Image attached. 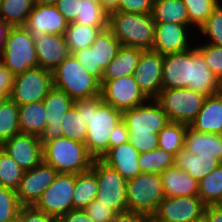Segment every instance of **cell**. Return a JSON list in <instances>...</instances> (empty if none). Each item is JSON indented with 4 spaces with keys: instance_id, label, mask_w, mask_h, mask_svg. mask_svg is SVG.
Returning a JSON list of instances; mask_svg holds the SVG:
<instances>
[{
    "instance_id": "cell-1",
    "label": "cell",
    "mask_w": 222,
    "mask_h": 222,
    "mask_svg": "<svg viewBox=\"0 0 222 222\" xmlns=\"http://www.w3.org/2000/svg\"><path fill=\"white\" fill-rule=\"evenodd\" d=\"M74 106L87 127L86 148L94 159L109 151V139L114 127L122 121V111L102 100L101 95L74 100Z\"/></svg>"
},
{
    "instance_id": "cell-2",
    "label": "cell",
    "mask_w": 222,
    "mask_h": 222,
    "mask_svg": "<svg viewBox=\"0 0 222 222\" xmlns=\"http://www.w3.org/2000/svg\"><path fill=\"white\" fill-rule=\"evenodd\" d=\"M155 24L151 13L116 11L108 15V29L122 46L152 50L155 39Z\"/></svg>"
},
{
    "instance_id": "cell-3",
    "label": "cell",
    "mask_w": 222,
    "mask_h": 222,
    "mask_svg": "<svg viewBox=\"0 0 222 222\" xmlns=\"http://www.w3.org/2000/svg\"><path fill=\"white\" fill-rule=\"evenodd\" d=\"M41 141L43 161L58 173L78 174L91 169L94 158L89 154L85 143L65 137Z\"/></svg>"
},
{
    "instance_id": "cell-4",
    "label": "cell",
    "mask_w": 222,
    "mask_h": 222,
    "mask_svg": "<svg viewBox=\"0 0 222 222\" xmlns=\"http://www.w3.org/2000/svg\"><path fill=\"white\" fill-rule=\"evenodd\" d=\"M53 87L66 92L73 100L100 95V82L90 75L73 54L53 71Z\"/></svg>"
},
{
    "instance_id": "cell-5",
    "label": "cell",
    "mask_w": 222,
    "mask_h": 222,
    "mask_svg": "<svg viewBox=\"0 0 222 222\" xmlns=\"http://www.w3.org/2000/svg\"><path fill=\"white\" fill-rule=\"evenodd\" d=\"M0 61L16 76L38 67L34 36L24 27H11Z\"/></svg>"
},
{
    "instance_id": "cell-6",
    "label": "cell",
    "mask_w": 222,
    "mask_h": 222,
    "mask_svg": "<svg viewBox=\"0 0 222 222\" xmlns=\"http://www.w3.org/2000/svg\"><path fill=\"white\" fill-rule=\"evenodd\" d=\"M127 210L152 216L165 198L160 174L140 173L127 180Z\"/></svg>"
},
{
    "instance_id": "cell-7",
    "label": "cell",
    "mask_w": 222,
    "mask_h": 222,
    "mask_svg": "<svg viewBox=\"0 0 222 222\" xmlns=\"http://www.w3.org/2000/svg\"><path fill=\"white\" fill-rule=\"evenodd\" d=\"M206 96L190 88L162 89L156 98L170 122L190 125Z\"/></svg>"
},
{
    "instance_id": "cell-8",
    "label": "cell",
    "mask_w": 222,
    "mask_h": 222,
    "mask_svg": "<svg viewBox=\"0 0 222 222\" xmlns=\"http://www.w3.org/2000/svg\"><path fill=\"white\" fill-rule=\"evenodd\" d=\"M91 170L96 174V200L116 213L127 211V180L101 159H94Z\"/></svg>"
},
{
    "instance_id": "cell-9",
    "label": "cell",
    "mask_w": 222,
    "mask_h": 222,
    "mask_svg": "<svg viewBox=\"0 0 222 222\" xmlns=\"http://www.w3.org/2000/svg\"><path fill=\"white\" fill-rule=\"evenodd\" d=\"M53 88V72L30 68L14 78L10 99L19 106L43 100Z\"/></svg>"
},
{
    "instance_id": "cell-10",
    "label": "cell",
    "mask_w": 222,
    "mask_h": 222,
    "mask_svg": "<svg viewBox=\"0 0 222 222\" xmlns=\"http://www.w3.org/2000/svg\"><path fill=\"white\" fill-rule=\"evenodd\" d=\"M76 174L58 173L53 183L42 193L34 207L55 220L73 210Z\"/></svg>"
},
{
    "instance_id": "cell-11",
    "label": "cell",
    "mask_w": 222,
    "mask_h": 222,
    "mask_svg": "<svg viewBox=\"0 0 222 222\" xmlns=\"http://www.w3.org/2000/svg\"><path fill=\"white\" fill-rule=\"evenodd\" d=\"M100 85L102 100L122 112L148 100L135 82L133 75L114 80H101Z\"/></svg>"
},
{
    "instance_id": "cell-12",
    "label": "cell",
    "mask_w": 222,
    "mask_h": 222,
    "mask_svg": "<svg viewBox=\"0 0 222 222\" xmlns=\"http://www.w3.org/2000/svg\"><path fill=\"white\" fill-rule=\"evenodd\" d=\"M122 121L129 133H159L169 122L166 113L156 99L122 112Z\"/></svg>"
},
{
    "instance_id": "cell-13",
    "label": "cell",
    "mask_w": 222,
    "mask_h": 222,
    "mask_svg": "<svg viewBox=\"0 0 222 222\" xmlns=\"http://www.w3.org/2000/svg\"><path fill=\"white\" fill-rule=\"evenodd\" d=\"M205 208L198 196L165 197L152 216L160 222H193L204 216Z\"/></svg>"
},
{
    "instance_id": "cell-14",
    "label": "cell",
    "mask_w": 222,
    "mask_h": 222,
    "mask_svg": "<svg viewBox=\"0 0 222 222\" xmlns=\"http://www.w3.org/2000/svg\"><path fill=\"white\" fill-rule=\"evenodd\" d=\"M57 174L58 172L44 161L24 171L19 186L15 190L20 205L34 206L42 193L53 183Z\"/></svg>"
},
{
    "instance_id": "cell-15",
    "label": "cell",
    "mask_w": 222,
    "mask_h": 222,
    "mask_svg": "<svg viewBox=\"0 0 222 222\" xmlns=\"http://www.w3.org/2000/svg\"><path fill=\"white\" fill-rule=\"evenodd\" d=\"M162 69V54L153 50L142 51L133 76L148 99H156L162 90Z\"/></svg>"
},
{
    "instance_id": "cell-16",
    "label": "cell",
    "mask_w": 222,
    "mask_h": 222,
    "mask_svg": "<svg viewBox=\"0 0 222 222\" xmlns=\"http://www.w3.org/2000/svg\"><path fill=\"white\" fill-rule=\"evenodd\" d=\"M192 30L189 24L156 23L152 50L163 56L188 50L195 40Z\"/></svg>"
},
{
    "instance_id": "cell-17",
    "label": "cell",
    "mask_w": 222,
    "mask_h": 222,
    "mask_svg": "<svg viewBox=\"0 0 222 222\" xmlns=\"http://www.w3.org/2000/svg\"><path fill=\"white\" fill-rule=\"evenodd\" d=\"M24 171L43 161L41 139L32 134L19 133L0 146Z\"/></svg>"
},
{
    "instance_id": "cell-18",
    "label": "cell",
    "mask_w": 222,
    "mask_h": 222,
    "mask_svg": "<svg viewBox=\"0 0 222 222\" xmlns=\"http://www.w3.org/2000/svg\"><path fill=\"white\" fill-rule=\"evenodd\" d=\"M69 22L55 5H34L24 26L33 36L42 34L64 35Z\"/></svg>"
},
{
    "instance_id": "cell-19",
    "label": "cell",
    "mask_w": 222,
    "mask_h": 222,
    "mask_svg": "<svg viewBox=\"0 0 222 222\" xmlns=\"http://www.w3.org/2000/svg\"><path fill=\"white\" fill-rule=\"evenodd\" d=\"M43 103L46 110L47 126L39 138L52 140L62 137L60 120L74 105V100L66 92L53 87L43 99Z\"/></svg>"
},
{
    "instance_id": "cell-20",
    "label": "cell",
    "mask_w": 222,
    "mask_h": 222,
    "mask_svg": "<svg viewBox=\"0 0 222 222\" xmlns=\"http://www.w3.org/2000/svg\"><path fill=\"white\" fill-rule=\"evenodd\" d=\"M39 67L53 71L70 55L64 35L42 34L34 36Z\"/></svg>"
},
{
    "instance_id": "cell-21",
    "label": "cell",
    "mask_w": 222,
    "mask_h": 222,
    "mask_svg": "<svg viewBox=\"0 0 222 222\" xmlns=\"http://www.w3.org/2000/svg\"><path fill=\"white\" fill-rule=\"evenodd\" d=\"M190 88V49L163 56L162 89Z\"/></svg>"
},
{
    "instance_id": "cell-22",
    "label": "cell",
    "mask_w": 222,
    "mask_h": 222,
    "mask_svg": "<svg viewBox=\"0 0 222 222\" xmlns=\"http://www.w3.org/2000/svg\"><path fill=\"white\" fill-rule=\"evenodd\" d=\"M221 81L206 64L202 53L195 47L190 48V89L212 96L221 92Z\"/></svg>"
},
{
    "instance_id": "cell-23",
    "label": "cell",
    "mask_w": 222,
    "mask_h": 222,
    "mask_svg": "<svg viewBox=\"0 0 222 222\" xmlns=\"http://www.w3.org/2000/svg\"><path fill=\"white\" fill-rule=\"evenodd\" d=\"M139 152L129 143L111 148L101 160L115 169L124 179L129 180L141 173Z\"/></svg>"
},
{
    "instance_id": "cell-24",
    "label": "cell",
    "mask_w": 222,
    "mask_h": 222,
    "mask_svg": "<svg viewBox=\"0 0 222 222\" xmlns=\"http://www.w3.org/2000/svg\"><path fill=\"white\" fill-rule=\"evenodd\" d=\"M189 127L203 133L222 135V91L206 96L202 108Z\"/></svg>"
},
{
    "instance_id": "cell-25",
    "label": "cell",
    "mask_w": 222,
    "mask_h": 222,
    "mask_svg": "<svg viewBox=\"0 0 222 222\" xmlns=\"http://www.w3.org/2000/svg\"><path fill=\"white\" fill-rule=\"evenodd\" d=\"M165 197L198 196L199 182L177 166L161 174Z\"/></svg>"
},
{
    "instance_id": "cell-26",
    "label": "cell",
    "mask_w": 222,
    "mask_h": 222,
    "mask_svg": "<svg viewBox=\"0 0 222 222\" xmlns=\"http://www.w3.org/2000/svg\"><path fill=\"white\" fill-rule=\"evenodd\" d=\"M184 148L194 155L213 156L222 162V135L195 131L188 126Z\"/></svg>"
},
{
    "instance_id": "cell-27",
    "label": "cell",
    "mask_w": 222,
    "mask_h": 222,
    "mask_svg": "<svg viewBox=\"0 0 222 222\" xmlns=\"http://www.w3.org/2000/svg\"><path fill=\"white\" fill-rule=\"evenodd\" d=\"M222 162L213 156H198L182 148L175 155L174 165L187 172L198 182L215 170Z\"/></svg>"
},
{
    "instance_id": "cell-28",
    "label": "cell",
    "mask_w": 222,
    "mask_h": 222,
    "mask_svg": "<svg viewBox=\"0 0 222 222\" xmlns=\"http://www.w3.org/2000/svg\"><path fill=\"white\" fill-rule=\"evenodd\" d=\"M142 51V49L121 45L116 53V57L104 70L101 80H114L133 75Z\"/></svg>"
},
{
    "instance_id": "cell-29",
    "label": "cell",
    "mask_w": 222,
    "mask_h": 222,
    "mask_svg": "<svg viewBox=\"0 0 222 222\" xmlns=\"http://www.w3.org/2000/svg\"><path fill=\"white\" fill-rule=\"evenodd\" d=\"M43 100L19 106L18 120L20 133L40 137L47 126Z\"/></svg>"
},
{
    "instance_id": "cell-30",
    "label": "cell",
    "mask_w": 222,
    "mask_h": 222,
    "mask_svg": "<svg viewBox=\"0 0 222 222\" xmlns=\"http://www.w3.org/2000/svg\"><path fill=\"white\" fill-rule=\"evenodd\" d=\"M151 14L156 23L189 24L183 0H153Z\"/></svg>"
},
{
    "instance_id": "cell-31",
    "label": "cell",
    "mask_w": 222,
    "mask_h": 222,
    "mask_svg": "<svg viewBox=\"0 0 222 222\" xmlns=\"http://www.w3.org/2000/svg\"><path fill=\"white\" fill-rule=\"evenodd\" d=\"M97 192V177L91 169L76 174L73 209L84 210L96 199Z\"/></svg>"
},
{
    "instance_id": "cell-32",
    "label": "cell",
    "mask_w": 222,
    "mask_h": 222,
    "mask_svg": "<svg viewBox=\"0 0 222 222\" xmlns=\"http://www.w3.org/2000/svg\"><path fill=\"white\" fill-rule=\"evenodd\" d=\"M107 28L108 27H91L76 22H70L64 33L65 42L69 47L70 54L90 47L100 31Z\"/></svg>"
},
{
    "instance_id": "cell-33",
    "label": "cell",
    "mask_w": 222,
    "mask_h": 222,
    "mask_svg": "<svg viewBox=\"0 0 222 222\" xmlns=\"http://www.w3.org/2000/svg\"><path fill=\"white\" fill-rule=\"evenodd\" d=\"M120 46L119 40L108 28L100 31L90 46L95 48L96 67H101L104 71L116 57Z\"/></svg>"
},
{
    "instance_id": "cell-34",
    "label": "cell",
    "mask_w": 222,
    "mask_h": 222,
    "mask_svg": "<svg viewBox=\"0 0 222 222\" xmlns=\"http://www.w3.org/2000/svg\"><path fill=\"white\" fill-rule=\"evenodd\" d=\"M33 7V0H1L0 15L11 27L25 26Z\"/></svg>"
},
{
    "instance_id": "cell-35",
    "label": "cell",
    "mask_w": 222,
    "mask_h": 222,
    "mask_svg": "<svg viewBox=\"0 0 222 222\" xmlns=\"http://www.w3.org/2000/svg\"><path fill=\"white\" fill-rule=\"evenodd\" d=\"M189 125L177 122H168L158 133V147L176 155L185 143V132Z\"/></svg>"
},
{
    "instance_id": "cell-36",
    "label": "cell",
    "mask_w": 222,
    "mask_h": 222,
    "mask_svg": "<svg viewBox=\"0 0 222 222\" xmlns=\"http://www.w3.org/2000/svg\"><path fill=\"white\" fill-rule=\"evenodd\" d=\"M198 197L206 206L219 205L222 201V163L199 181Z\"/></svg>"
},
{
    "instance_id": "cell-37",
    "label": "cell",
    "mask_w": 222,
    "mask_h": 222,
    "mask_svg": "<svg viewBox=\"0 0 222 222\" xmlns=\"http://www.w3.org/2000/svg\"><path fill=\"white\" fill-rule=\"evenodd\" d=\"M174 160V155L158 147L150 152L140 153L138 164L141 173L161 174L168 167L174 166Z\"/></svg>"
},
{
    "instance_id": "cell-38",
    "label": "cell",
    "mask_w": 222,
    "mask_h": 222,
    "mask_svg": "<svg viewBox=\"0 0 222 222\" xmlns=\"http://www.w3.org/2000/svg\"><path fill=\"white\" fill-rule=\"evenodd\" d=\"M18 113L19 105L7 98L0 108V146L20 133Z\"/></svg>"
},
{
    "instance_id": "cell-39",
    "label": "cell",
    "mask_w": 222,
    "mask_h": 222,
    "mask_svg": "<svg viewBox=\"0 0 222 222\" xmlns=\"http://www.w3.org/2000/svg\"><path fill=\"white\" fill-rule=\"evenodd\" d=\"M74 22L91 27H108V14L102 9L100 3L80 0L79 12Z\"/></svg>"
},
{
    "instance_id": "cell-40",
    "label": "cell",
    "mask_w": 222,
    "mask_h": 222,
    "mask_svg": "<svg viewBox=\"0 0 222 222\" xmlns=\"http://www.w3.org/2000/svg\"><path fill=\"white\" fill-rule=\"evenodd\" d=\"M60 122L62 137L81 143L86 142L87 127L74 105L64 114Z\"/></svg>"
},
{
    "instance_id": "cell-41",
    "label": "cell",
    "mask_w": 222,
    "mask_h": 222,
    "mask_svg": "<svg viewBox=\"0 0 222 222\" xmlns=\"http://www.w3.org/2000/svg\"><path fill=\"white\" fill-rule=\"evenodd\" d=\"M24 170L0 147V186L16 190Z\"/></svg>"
},
{
    "instance_id": "cell-42",
    "label": "cell",
    "mask_w": 222,
    "mask_h": 222,
    "mask_svg": "<svg viewBox=\"0 0 222 222\" xmlns=\"http://www.w3.org/2000/svg\"><path fill=\"white\" fill-rule=\"evenodd\" d=\"M222 0H183L187 7L189 26L199 29Z\"/></svg>"
},
{
    "instance_id": "cell-43",
    "label": "cell",
    "mask_w": 222,
    "mask_h": 222,
    "mask_svg": "<svg viewBox=\"0 0 222 222\" xmlns=\"http://www.w3.org/2000/svg\"><path fill=\"white\" fill-rule=\"evenodd\" d=\"M202 37H207L204 42L222 47V4L219 3L197 30ZM204 35V36H203ZM209 38V39H208ZM208 40V41H207Z\"/></svg>"
},
{
    "instance_id": "cell-44",
    "label": "cell",
    "mask_w": 222,
    "mask_h": 222,
    "mask_svg": "<svg viewBox=\"0 0 222 222\" xmlns=\"http://www.w3.org/2000/svg\"><path fill=\"white\" fill-rule=\"evenodd\" d=\"M21 207L15 190L0 186V222L16 218Z\"/></svg>"
},
{
    "instance_id": "cell-45",
    "label": "cell",
    "mask_w": 222,
    "mask_h": 222,
    "mask_svg": "<svg viewBox=\"0 0 222 222\" xmlns=\"http://www.w3.org/2000/svg\"><path fill=\"white\" fill-rule=\"evenodd\" d=\"M196 44L195 41V47L202 53L210 70L222 83V47L204 42Z\"/></svg>"
},
{
    "instance_id": "cell-46",
    "label": "cell",
    "mask_w": 222,
    "mask_h": 222,
    "mask_svg": "<svg viewBox=\"0 0 222 222\" xmlns=\"http://www.w3.org/2000/svg\"><path fill=\"white\" fill-rule=\"evenodd\" d=\"M81 66L101 82L104 71L101 67H96L95 48H84L73 53Z\"/></svg>"
},
{
    "instance_id": "cell-47",
    "label": "cell",
    "mask_w": 222,
    "mask_h": 222,
    "mask_svg": "<svg viewBox=\"0 0 222 222\" xmlns=\"http://www.w3.org/2000/svg\"><path fill=\"white\" fill-rule=\"evenodd\" d=\"M129 143L139 153L150 152L158 148V133H129Z\"/></svg>"
},
{
    "instance_id": "cell-48",
    "label": "cell",
    "mask_w": 222,
    "mask_h": 222,
    "mask_svg": "<svg viewBox=\"0 0 222 222\" xmlns=\"http://www.w3.org/2000/svg\"><path fill=\"white\" fill-rule=\"evenodd\" d=\"M84 210L94 222H111L116 214L113 209L96 199Z\"/></svg>"
},
{
    "instance_id": "cell-49",
    "label": "cell",
    "mask_w": 222,
    "mask_h": 222,
    "mask_svg": "<svg viewBox=\"0 0 222 222\" xmlns=\"http://www.w3.org/2000/svg\"><path fill=\"white\" fill-rule=\"evenodd\" d=\"M20 222H56L46 213L36 209L34 206H23L18 214Z\"/></svg>"
},
{
    "instance_id": "cell-50",
    "label": "cell",
    "mask_w": 222,
    "mask_h": 222,
    "mask_svg": "<svg viewBox=\"0 0 222 222\" xmlns=\"http://www.w3.org/2000/svg\"><path fill=\"white\" fill-rule=\"evenodd\" d=\"M153 0H120L119 11L129 13H152Z\"/></svg>"
},
{
    "instance_id": "cell-51",
    "label": "cell",
    "mask_w": 222,
    "mask_h": 222,
    "mask_svg": "<svg viewBox=\"0 0 222 222\" xmlns=\"http://www.w3.org/2000/svg\"><path fill=\"white\" fill-rule=\"evenodd\" d=\"M80 0H57L55 6L64 18L70 23L74 22L79 12Z\"/></svg>"
},
{
    "instance_id": "cell-52",
    "label": "cell",
    "mask_w": 222,
    "mask_h": 222,
    "mask_svg": "<svg viewBox=\"0 0 222 222\" xmlns=\"http://www.w3.org/2000/svg\"><path fill=\"white\" fill-rule=\"evenodd\" d=\"M127 142H129V131L125 123L121 121L112 130L109 139V150Z\"/></svg>"
},
{
    "instance_id": "cell-53",
    "label": "cell",
    "mask_w": 222,
    "mask_h": 222,
    "mask_svg": "<svg viewBox=\"0 0 222 222\" xmlns=\"http://www.w3.org/2000/svg\"><path fill=\"white\" fill-rule=\"evenodd\" d=\"M15 75L0 61V96H10Z\"/></svg>"
},
{
    "instance_id": "cell-54",
    "label": "cell",
    "mask_w": 222,
    "mask_h": 222,
    "mask_svg": "<svg viewBox=\"0 0 222 222\" xmlns=\"http://www.w3.org/2000/svg\"><path fill=\"white\" fill-rule=\"evenodd\" d=\"M56 222H94L85 210L73 209L61 215Z\"/></svg>"
},
{
    "instance_id": "cell-55",
    "label": "cell",
    "mask_w": 222,
    "mask_h": 222,
    "mask_svg": "<svg viewBox=\"0 0 222 222\" xmlns=\"http://www.w3.org/2000/svg\"><path fill=\"white\" fill-rule=\"evenodd\" d=\"M147 217L146 214L127 210L116 213L111 222H145Z\"/></svg>"
},
{
    "instance_id": "cell-56",
    "label": "cell",
    "mask_w": 222,
    "mask_h": 222,
    "mask_svg": "<svg viewBox=\"0 0 222 222\" xmlns=\"http://www.w3.org/2000/svg\"><path fill=\"white\" fill-rule=\"evenodd\" d=\"M204 217L207 222H222V207L220 205L206 206Z\"/></svg>"
},
{
    "instance_id": "cell-57",
    "label": "cell",
    "mask_w": 222,
    "mask_h": 222,
    "mask_svg": "<svg viewBox=\"0 0 222 222\" xmlns=\"http://www.w3.org/2000/svg\"><path fill=\"white\" fill-rule=\"evenodd\" d=\"M120 0H100L102 9L109 15L119 11Z\"/></svg>"
},
{
    "instance_id": "cell-58",
    "label": "cell",
    "mask_w": 222,
    "mask_h": 222,
    "mask_svg": "<svg viewBox=\"0 0 222 222\" xmlns=\"http://www.w3.org/2000/svg\"><path fill=\"white\" fill-rule=\"evenodd\" d=\"M11 26L7 23H4L0 26V56L2 55L5 47V39L8 35Z\"/></svg>"
},
{
    "instance_id": "cell-59",
    "label": "cell",
    "mask_w": 222,
    "mask_h": 222,
    "mask_svg": "<svg viewBox=\"0 0 222 222\" xmlns=\"http://www.w3.org/2000/svg\"><path fill=\"white\" fill-rule=\"evenodd\" d=\"M57 0H33L34 5H55Z\"/></svg>"
},
{
    "instance_id": "cell-60",
    "label": "cell",
    "mask_w": 222,
    "mask_h": 222,
    "mask_svg": "<svg viewBox=\"0 0 222 222\" xmlns=\"http://www.w3.org/2000/svg\"><path fill=\"white\" fill-rule=\"evenodd\" d=\"M145 222H160V221H157L153 216H148L145 219Z\"/></svg>"
},
{
    "instance_id": "cell-61",
    "label": "cell",
    "mask_w": 222,
    "mask_h": 222,
    "mask_svg": "<svg viewBox=\"0 0 222 222\" xmlns=\"http://www.w3.org/2000/svg\"><path fill=\"white\" fill-rule=\"evenodd\" d=\"M7 98H10V96H0V108Z\"/></svg>"
},
{
    "instance_id": "cell-62",
    "label": "cell",
    "mask_w": 222,
    "mask_h": 222,
    "mask_svg": "<svg viewBox=\"0 0 222 222\" xmlns=\"http://www.w3.org/2000/svg\"><path fill=\"white\" fill-rule=\"evenodd\" d=\"M193 222H207V221H206L205 217L203 216L202 218L195 220Z\"/></svg>"
},
{
    "instance_id": "cell-63",
    "label": "cell",
    "mask_w": 222,
    "mask_h": 222,
    "mask_svg": "<svg viewBox=\"0 0 222 222\" xmlns=\"http://www.w3.org/2000/svg\"><path fill=\"white\" fill-rule=\"evenodd\" d=\"M7 222H20L19 217L17 216L16 218L9 220Z\"/></svg>"
},
{
    "instance_id": "cell-64",
    "label": "cell",
    "mask_w": 222,
    "mask_h": 222,
    "mask_svg": "<svg viewBox=\"0 0 222 222\" xmlns=\"http://www.w3.org/2000/svg\"><path fill=\"white\" fill-rule=\"evenodd\" d=\"M5 23V21L3 20V17L0 15V26H2Z\"/></svg>"
},
{
    "instance_id": "cell-65",
    "label": "cell",
    "mask_w": 222,
    "mask_h": 222,
    "mask_svg": "<svg viewBox=\"0 0 222 222\" xmlns=\"http://www.w3.org/2000/svg\"><path fill=\"white\" fill-rule=\"evenodd\" d=\"M93 2H96V3H100V0H91Z\"/></svg>"
}]
</instances>
